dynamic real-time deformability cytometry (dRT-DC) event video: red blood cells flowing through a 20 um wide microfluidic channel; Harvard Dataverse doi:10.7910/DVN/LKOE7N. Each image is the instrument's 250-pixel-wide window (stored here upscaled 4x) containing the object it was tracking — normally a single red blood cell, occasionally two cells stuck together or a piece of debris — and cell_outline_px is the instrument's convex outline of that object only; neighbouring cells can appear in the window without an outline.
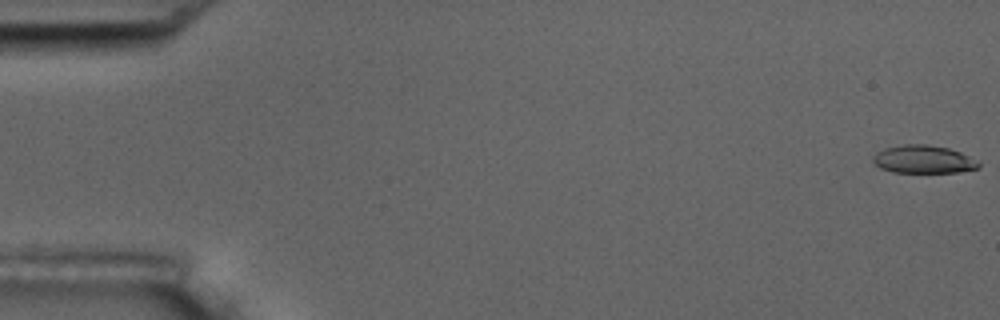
{"species": "common noctule bat (a hibernating species)", "species_latin": "Nyctalus noctula", "temperature_condition": "room temperature", "stored_images_in_passage": 7, "camera_frame_rate_fps": 3000, "um_per_image_px": 0.085, "animal": {"sex": "male", "body_mass_g": 17.5, "forearm_length_mm": 52.3}, "frame": {"image": 1, "passage_image": 1, "time_ms": 0.0, "image_size_px": [1000, 320], "cell_outline_px": [[980, 168], [956, 172], [892, 172], [880, 168], [872, 160], [872, 156], [876, 152], [884, 148], [904, 144], [928, 144], [948, 148], [960, 152], [980, 164]], "centroid_in_image_um": [78.44, 13.54], "position_along_channel_um": 6.6, "area_um2": 17.11}}
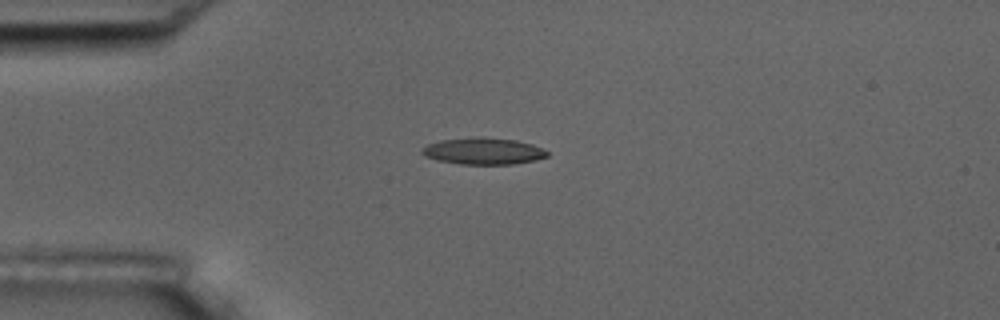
{"frame": {"image": 2, "passage_image": 5, "time_ms": 1.333, "image_size_px": [1000, 320], "cell_outline_px": [[548, 156], [536, 160], [512, 164], [460, 164], [436, 160], [424, 156], [420, 152], [420, 148], [428, 144], [440, 140], [472, 136], [484, 136], [516, 140], [532, 144], [548, 152]], "centroid_in_image_um": [41.03, 12.83], "position_along_channel_um": 44.0, "area_um2": 19.77}}